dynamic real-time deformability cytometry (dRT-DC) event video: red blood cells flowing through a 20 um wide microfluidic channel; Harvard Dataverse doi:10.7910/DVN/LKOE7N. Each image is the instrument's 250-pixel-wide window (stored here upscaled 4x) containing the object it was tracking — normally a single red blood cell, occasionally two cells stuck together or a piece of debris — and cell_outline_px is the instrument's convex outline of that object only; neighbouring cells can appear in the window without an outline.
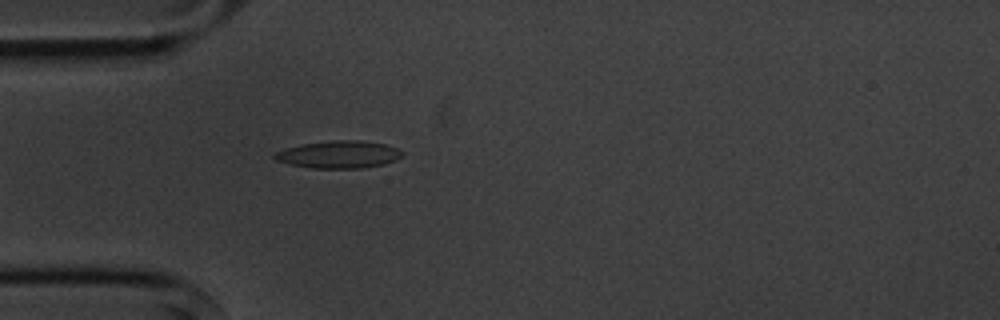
{"species": "common noctule bat (a hibernating species)", "species_latin": "Nyctalus noctula", "temperature_condition": "cold", "stored_images_in_passage": 4, "camera_frame_rate_fps": 3000, "um_per_image_px": 0.085, "animal": {"sex": "male", "body_mass_g": 20.1, "forearm_length_mm": 53.5}, "frame": {"image": 1, "passage_image": 4, "time_ms": 3.667, "image_size_px": [1000, 320], "cell_outline_px": [[404, 152], [396, 160], [384, 164], [360, 168], [312, 168], [288, 164], [276, 160], [272, 156], [276, 152], [284, 148], [304, 144], [332, 140], [360, 140], [384, 144], [396, 148]], "centroid_in_image_um": [28.78, 13.13], "position_along_channel_um": 56.2, "area_um2": 20.29}}